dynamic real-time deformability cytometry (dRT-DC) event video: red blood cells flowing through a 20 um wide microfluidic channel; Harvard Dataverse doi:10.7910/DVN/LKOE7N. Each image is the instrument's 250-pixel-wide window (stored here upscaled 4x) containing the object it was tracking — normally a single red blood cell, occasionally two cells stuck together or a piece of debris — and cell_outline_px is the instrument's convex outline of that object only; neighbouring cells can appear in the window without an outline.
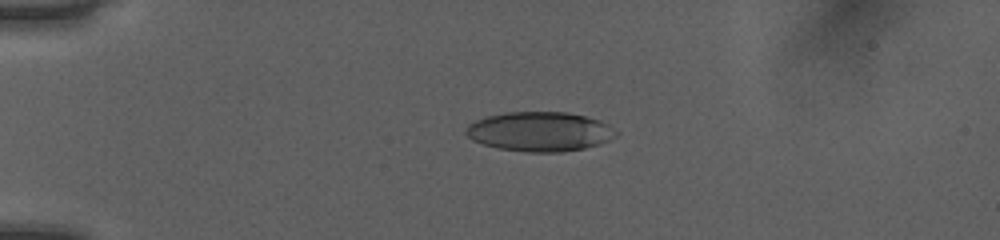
{"species": "human", "species_latin": "Homo sapiens", "temperature_condition": "room temperature", "stored_images_in_passage": 52, "camera_frame_rate_fps": 3000, "um_per_image_px": 0.085, "donor": {"sex": "female"}, "frame": {"image": 1, "passage_image": 13, "time_ms": 4.0, "image_size_px": [1000, 240], "cell_outline_px": [[620, 132], [616, 136], [608, 140], [584, 148], [560, 152], [528, 152], [496, 148], [472, 140], [464, 132], [468, 124], [476, 120], [488, 116], [504, 112], [568, 112], [600, 120], [608, 124]], "centroid_in_image_um": [45.88, 11.18], "position_along_channel_um": 39.1, "area_um2": 34.56}}
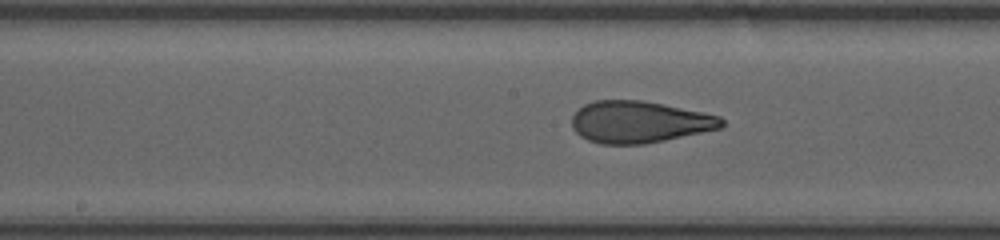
{"frame": {"image": 2, "passage_image": 28, "time_ms": 9.0, "image_size_px": [1000, 240], "cell_outline_px": [[724, 128], [644, 144], [600, 144], [588, 140], [580, 136], [572, 128], [572, 116], [584, 104], [596, 100], [640, 100], [664, 104], [704, 112], [720, 116], [724, 120]], "centroid_in_image_um": [54.36, 10.37], "position_along_channel_um": 193.8, "area_um2": 36.65}}
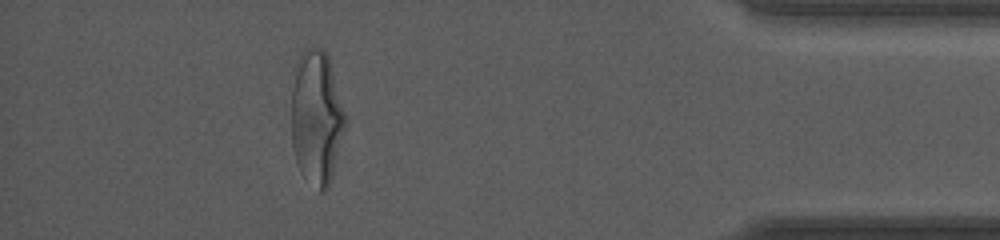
{"frame": {"image": 3, "passage_image": 47, "time_ms": 15.333, "image_size_px": [1000, 240], "cell_outline_px": [[348, 124], [328, 188], [324, 192], [320, 192], [296, 160], [292, 144], [292, 68], [300, 52], [304, 48], [324, 48], [328, 56], [348, 120]], "centroid_in_image_um": [26.93, 9.89], "position_along_channel_um": 408.3, "area_um2": 42.43}, "authors_computed_cell_mechanics": {"area_um2": 36.3851, "velocity_mm_per_s": 4.0514, "shape_relaxation_time_tau1_ms": 6.5137, "shape_relaxation_time_tau2_ms": 1.0465, "deformation_change_tau1": 0.2341, "deformation_change_tau2": 0.09}}